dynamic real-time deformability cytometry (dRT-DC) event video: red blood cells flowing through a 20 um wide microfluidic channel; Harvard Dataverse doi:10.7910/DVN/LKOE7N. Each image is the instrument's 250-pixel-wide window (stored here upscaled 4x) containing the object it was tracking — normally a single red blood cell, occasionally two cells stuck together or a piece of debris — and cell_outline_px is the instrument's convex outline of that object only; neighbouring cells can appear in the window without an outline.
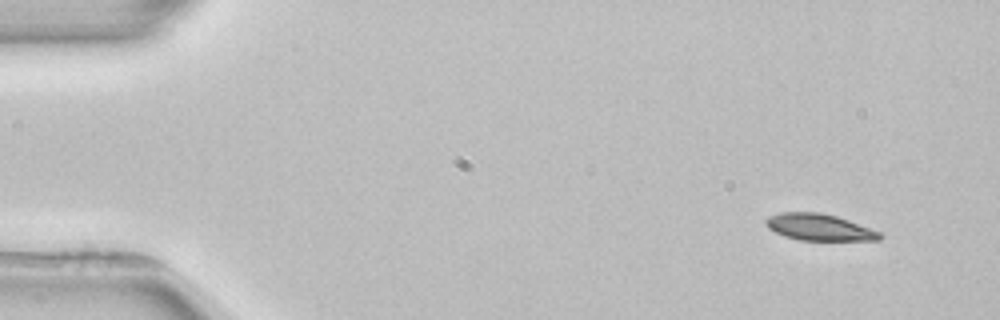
{"species": "common noctule bat (a hibernating species)", "species_latin": "Nyctalus noctula", "temperature_condition": "room temperature", "stored_images_in_passage": 3, "camera_frame_rate_fps": 3000, "um_per_image_px": 0.085, "animal": {"sex": "female", "body_mass_g": 22.7, "forearm_length_mm": 54.2}, "frame": {"image": 1, "passage_image": 1, "time_ms": 0.0, "image_size_px": [1000, 320], "cell_outline_px": [[884, 236], [880, 240], [800, 240], [784, 236], [768, 228], [764, 224], [764, 220], [768, 216], [780, 212], [820, 212], [836, 216], [848, 220], [880, 232]], "centroid_in_image_um": [69.6, 19.31], "position_along_channel_um": 15.4, "area_um2": 17.69}}
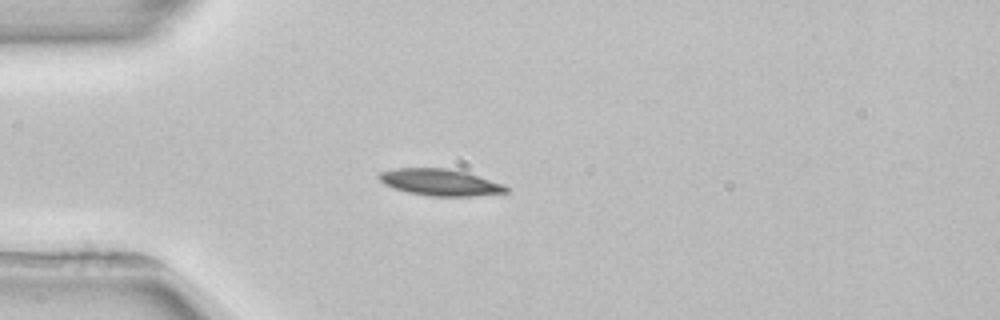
{"frame": {"image": 2, "passage_image": 3, "time_ms": 3.333, "image_size_px": [1000, 320], "cell_outline_px": [[508, 192], [472, 196], [432, 196], [408, 192], [384, 184], [376, 176], [380, 172], [396, 168], [448, 168], [468, 172], [504, 184], [508, 188]], "centroid_in_image_um": [37.43, 15.48], "position_along_channel_um": 47.6, "area_um2": 19.71}}